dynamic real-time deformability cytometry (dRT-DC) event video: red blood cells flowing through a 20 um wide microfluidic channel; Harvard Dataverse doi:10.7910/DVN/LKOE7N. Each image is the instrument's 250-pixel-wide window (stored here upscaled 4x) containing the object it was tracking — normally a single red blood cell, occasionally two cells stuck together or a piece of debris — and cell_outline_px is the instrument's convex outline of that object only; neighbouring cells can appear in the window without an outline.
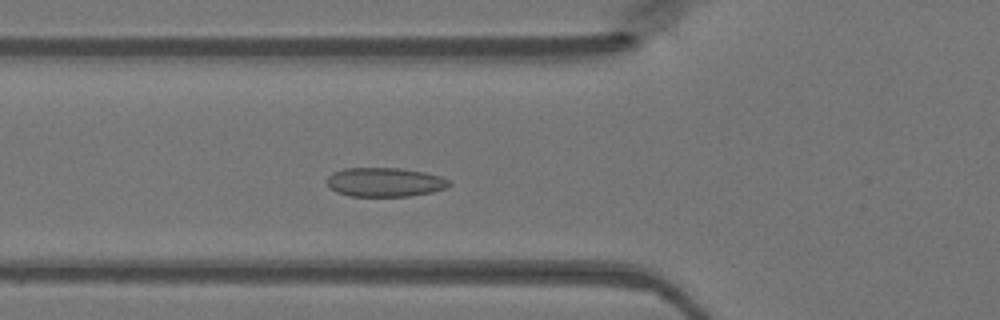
{"species": "Egyptian fruit bat (a non-hibernating species)", "species_latin": "Rousettus aegyptiacus", "temperature_condition": "warm", "stored_images_in_passage": 38, "camera_frame_rate_fps": 3000, "um_per_image_px": 0.085, "animal": {"sex": "female"}, "frame": {"image": 1, "passage_image": 16, "time_ms": 5.0, "image_size_px": [1000, 320], "cell_outline_px": [[452, 184], [444, 188], [432, 192], [408, 196], [348, 196], [336, 192], [328, 184], [328, 176], [332, 172], [344, 168], [400, 168], [424, 172], [440, 176], [448, 180]], "centroid_in_image_um": [32.7, 15.48], "position_along_channel_um": 93.1, "area_um2": 20.63}}
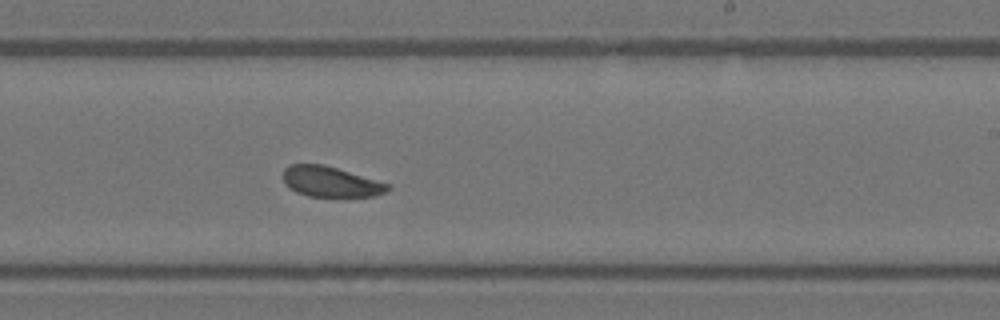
{"frame": {"image": 2, "passage_image": 28, "time_ms": 9.0, "image_size_px": [1000, 320], "cell_outline_px": [[392, 188], [376, 196], [308, 196], [296, 192], [284, 184], [284, 168], [288, 164], [324, 164], [392, 184]], "centroid_in_image_um": [28.13, 15.44], "position_along_channel_um": 260.9, "area_um2": 18.67}}
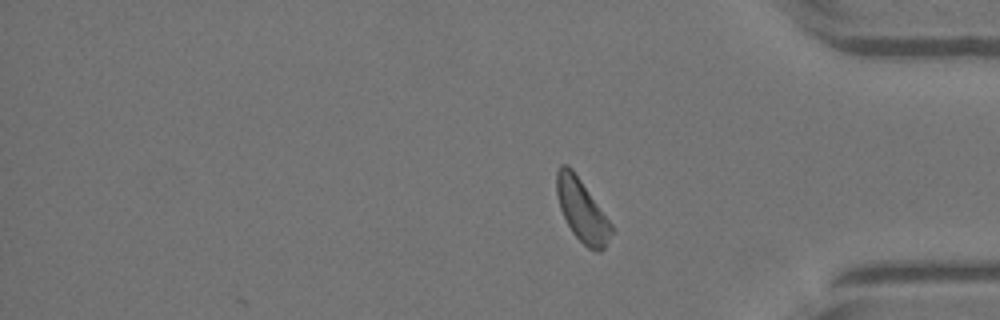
{"frame": {"image": 3, "passage_image": 38, "time_ms": 12.333, "image_size_px": [1000, 320], "cell_outline_px": [[612, 232], [604, 248], [600, 252], [596, 252], [588, 248], [572, 232], [560, 208], [556, 192], [556, 172], [560, 164], [568, 164], [572, 168], [612, 224]], "centroid_in_image_um": [49.45, 17.86], "position_along_channel_um": 385.8, "area_um2": 19.65}}